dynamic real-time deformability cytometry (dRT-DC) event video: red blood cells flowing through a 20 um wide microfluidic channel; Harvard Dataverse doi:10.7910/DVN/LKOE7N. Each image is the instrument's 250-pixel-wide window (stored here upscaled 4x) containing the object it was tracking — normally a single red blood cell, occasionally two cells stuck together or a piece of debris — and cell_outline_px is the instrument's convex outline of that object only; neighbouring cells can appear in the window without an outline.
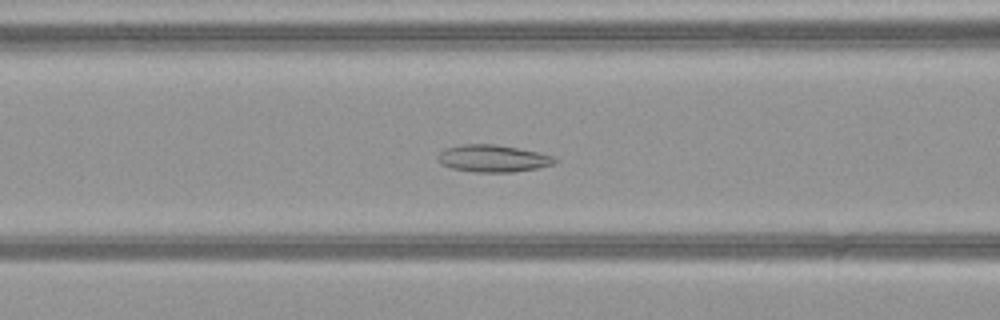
{"species": "common noctule bat (a hibernating species)", "species_latin": "Nyctalus noctula", "temperature_condition": "warm", "stored_images_in_passage": 52, "camera_frame_rate_fps": 3000, "um_per_image_px": 0.085, "animal": {"sex": "female", "body_mass_g": 21.9}, "frame": {"image": 1, "passage_image": 23, "time_ms": 7.333, "image_size_px": [1000, 320], "cell_outline_px": [[560, 160], [556, 164], [536, 168], [512, 172], [476, 172], [452, 168], [440, 164], [436, 160], [436, 156], [444, 148], [464, 144], [496, 144], [540, 152], [556, 156]], "centroid_in_image_um": [41.93, 13.46], "position_along_channel_um": 124.7, "area_um2": 18.84}}
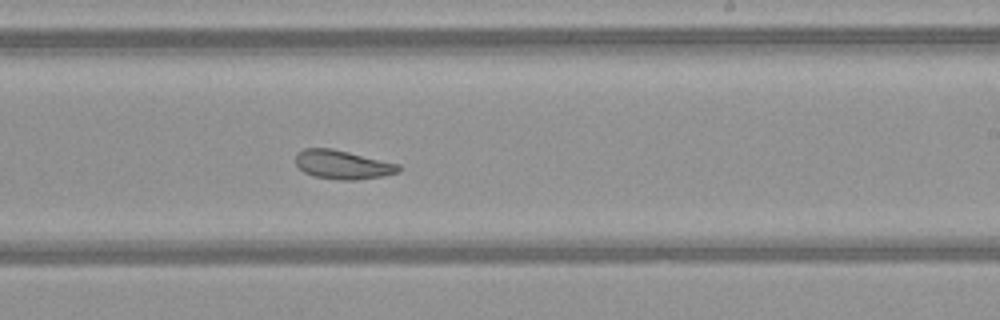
{"frame": {"image": 2, "passage_image": 33, "time_ms": 10.667, "image_size_px": [1000, 320], "cell_outline_px": [[404, 168], [400, 172], [384, 176], [356, 180], [340, 180], [312, 176], [304, 172], [296, 164], [296, 152], [304, 148], [332, 148], [400, 164]], "centroid_in_image_um": [29.16, 14.0], "position_along_channel_um": 259.8, "area_um2": 17.57}}
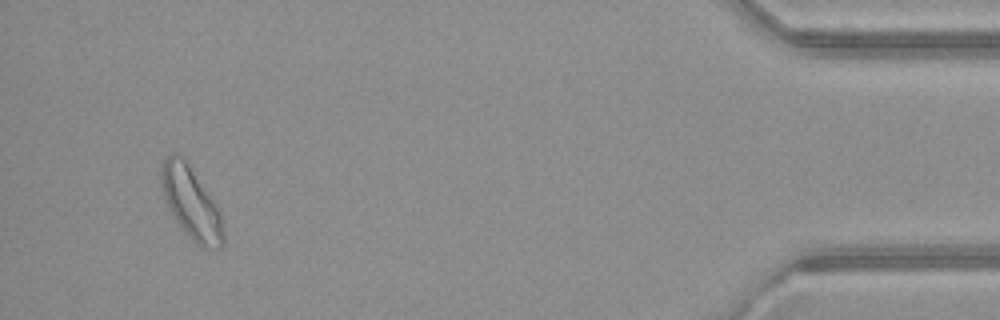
{"frame": {"image": 3, "passage_image": 50, "time_ms": 16.333, "image_size_px": [1000, 320], "cell_outline_px": [[224, 244], [220, 248], [200, 248], [184, 232], [168, 208], [164, 200], [160, 184], [160, 168], [164, 160], [172, 152], [176, 152], [184, 156], [216, 204], [220, 212], [224, 232]], "centroid_in_image_um": [16.23, 17.23], "position_along_channel_um": 419.0, "area_um2": 26.47}, "authors_computed_cell_mechanics": {"area_um2": 21.7617, "velocity_mm_per_s": 4.0583, "shape_relaxation_time_tau1_ms": null, "shape_relaxation_time_tau2_ms": 5.357, "deformation_change_tau1": null, "deformation_change_tau2": 0.1323}}